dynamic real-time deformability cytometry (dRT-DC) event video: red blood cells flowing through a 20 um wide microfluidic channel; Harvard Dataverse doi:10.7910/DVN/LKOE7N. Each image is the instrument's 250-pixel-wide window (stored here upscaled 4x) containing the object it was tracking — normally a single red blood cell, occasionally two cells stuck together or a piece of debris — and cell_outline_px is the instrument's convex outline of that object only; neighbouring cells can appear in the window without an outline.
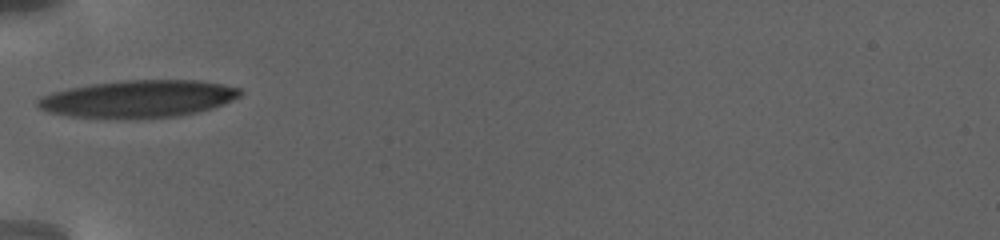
{"species": "human", "species_latin": "Homo sapiens", "temperature_condition": "warm", "stored_images_in_passage": 3, "camera_frame_rate_fps": 3000, "um_per_image_px": 0.085, "donor": {"sex": "female"}, "frame": {"image": 1, "passage_image": 1, "time_ms": 0.0, "image_size_px": [1000, 240], "cell_outline_px": [[244, 92], [240, 96], [224, 104], [212, 108], [196, 112], [176, 116], [68, 116], [48, 112], [40, 108], [36, 104], [36, 100], [40, 96], [52, 92], [68, 88], [92, 84], [120, 80], [200, 80], [240, 88]], "centroid_in_image_um": [11.77, 8.36], "position_along_channel_um": 73.2, "area_um2": 43.06}}